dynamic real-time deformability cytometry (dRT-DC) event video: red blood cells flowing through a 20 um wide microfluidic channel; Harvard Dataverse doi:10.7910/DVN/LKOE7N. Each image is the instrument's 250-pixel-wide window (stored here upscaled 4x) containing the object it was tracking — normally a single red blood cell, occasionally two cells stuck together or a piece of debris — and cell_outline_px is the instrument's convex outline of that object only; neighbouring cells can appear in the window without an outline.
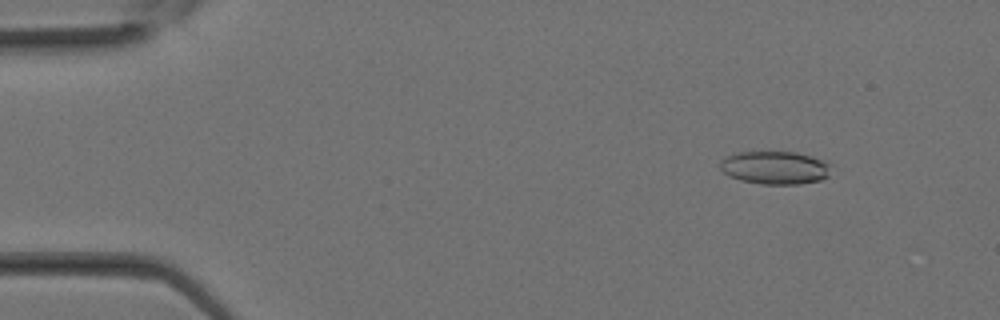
{"species": "Egyptian fruit bat (a non-hibernating species)", "species_latin": "Rousettus aegyptiacus", "temperature_condition": "room temperature", "stored_images_in_passage": 31, "camera_frame_rate_fps": 3000, "um_per_image_px": 0.085, "animal": {"sex": "female"}, "frame": {"image": 1, "passage_image": 4, "time_ms": 1.0, "image_size_px": [1000, 320], "cell_outline_px": [[832, 164], [828, 176], [820, 180], [800, 184], [760, 184], [740, 180], [724, 172], [720, 168], [720, 160], [736, 152], [796, 152], [828, 160]], "centroid_in_image_um": [65.93, 14.24], "position_along_channel_um": 19.1, "area_um2": 21.56}}
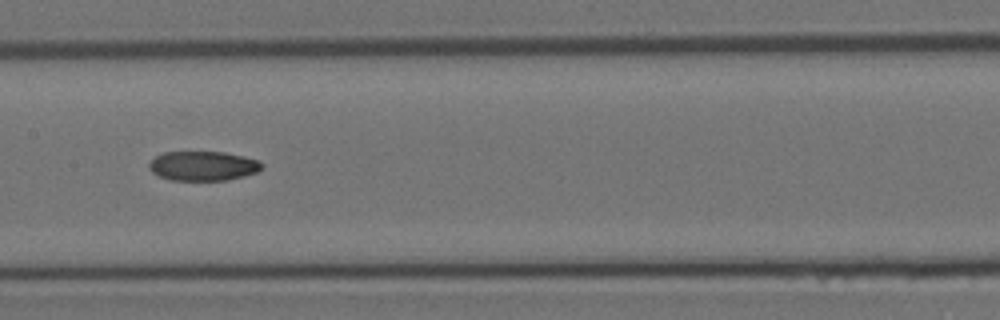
{"frame": {"image": 2, "passage_image": 16, "time_ms": 5.0, "image_size_px": [1000, 320], "cell_outline_px": [[264, 164], [256, 172], [244, 176], [228, 180], [172, 180], [160, 176], [152, 172], [148, 168], [148, 164], [156, 156], [164, 152], [224, 152], [244, 156], [260, 160]], "centroid_in_image_um": [17.27, 14.1], "position_along_channel_um": 190.1, "area_um2": 19.36}}
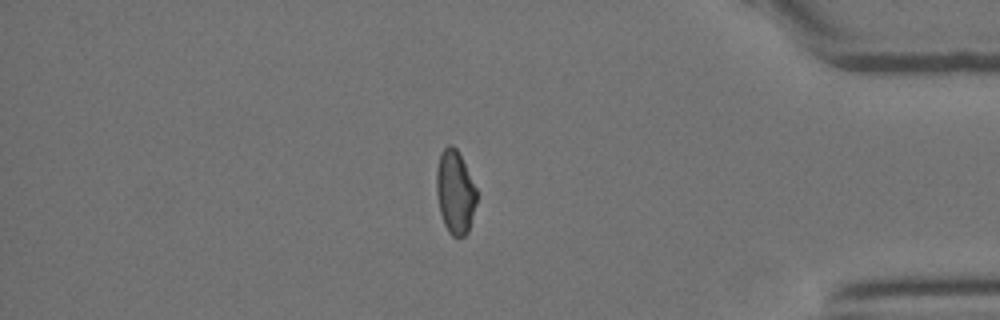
{"frame": {"image": 3, "passage_image": 27, "time_ms": 8.667, "image_size_px": [1000, 320], "cell_outline_px": [[476, 204], [468, 232], [464, 236], [452, 236], [448, 232], [444, 224], [440, 212], [436, 192], [436, 172], [440, 152], [448, 144], [452, 144], [456, 148], [476, 188]], "centroid_in_image_um": [38.66, 16.33], "position_along_channel_um": 396.5, "area_um2": 19.42}}